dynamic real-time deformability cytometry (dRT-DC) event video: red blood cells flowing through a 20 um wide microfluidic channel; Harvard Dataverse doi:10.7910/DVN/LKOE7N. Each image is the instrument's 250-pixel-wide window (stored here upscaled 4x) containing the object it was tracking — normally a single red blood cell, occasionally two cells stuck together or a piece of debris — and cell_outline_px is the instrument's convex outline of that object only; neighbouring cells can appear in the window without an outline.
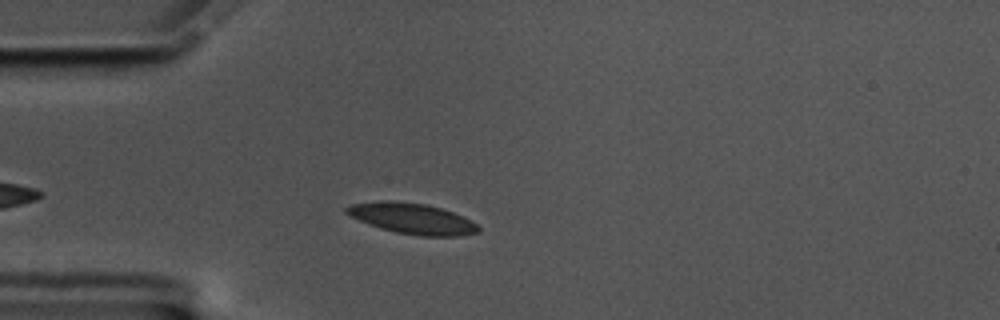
{"species": "common noctule bat (a hibernating species)", "species_latin": "Nyctalus noctula", "temperature_condition": "cold", "stored_images_in_passage": 42, "camera_frame_rate_fps": 3000, "um_per_image_px": 0.085, "animal": {"sex": "male", "body_mass_g": 17.5, "forearm_length_mm": 52.3}, "frame": {"image": 1, "passage_image": 7, "time_ms": 2.0, "image_size_px": [1000, 320], "cell_outline_px": [[480, 232], [460, 236], [420, 236], [396, 232], [380, 228], [368, 224], [344, 212], [344, 208], [352, 204], [376, 200], [392, 200], [428, 204], [452, 212], [472, 220], [480, 228]], "centroid_in_image_um": [35.04, 18.57], "position_along_channel_um": 50.0, "area_um2": 23.76}}
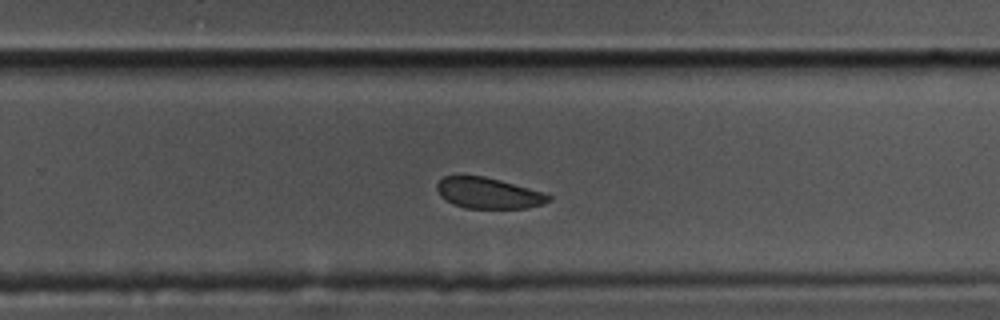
{"frame": {"image": 2, "passage_image": 29, "time_ms": 9.333, "image_size_px": [1000, 320], "cell_outline_px": [[552, 200], [544, 204], [528, 208], [464, 208], [452, 204], [440, 196], [436, 188], [436, 184], [444, 176], [484, 176], [500, 180], [544, 192], [552, 196]], "centroid_in_image_um": [41.53, 16.42], "position_along_channel_um": 288.3, "area_um2": 20.23}}
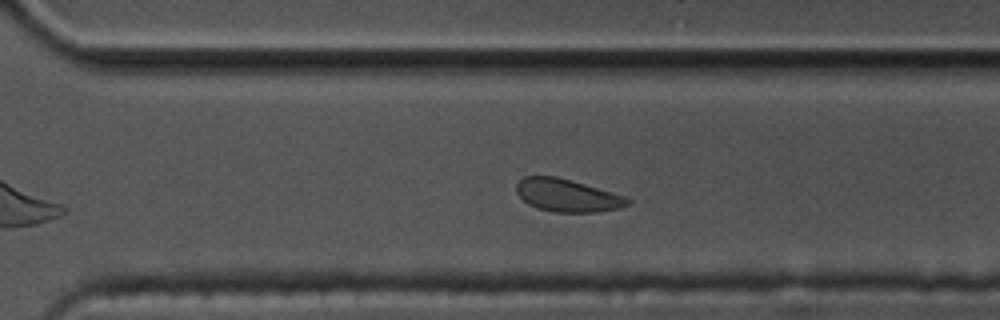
{"frame": {"image": 3, "passage_image": 32, "time_ms": 10.333, "image_size_px": [1000, 320], "cell_outline_px": [[632, 204], [620, 208], [596, 212], [556, 212], [536, 208], [528, 204], [516, 192], [516, 184], [524, 176], [556, 176], [572, 180], [612, 192], [624, 196], [632, 200]], "centroid_in_image_um": [48.23, 16.61], "position_along_channel_um": 322.4, "area_um2": 21.27}, "authors_computed_cell_mechanics": {"area_um2": 22.3975, "velocity_mm_per_s": 3.4088, "shape_relaxation_time_tau1_ms": 2.5866, "shape_relaxation_time_tau2_ms": 1.9479, "deformation_change_tau1": 0.0693, "deformation_change_tau2": 0.0738}}